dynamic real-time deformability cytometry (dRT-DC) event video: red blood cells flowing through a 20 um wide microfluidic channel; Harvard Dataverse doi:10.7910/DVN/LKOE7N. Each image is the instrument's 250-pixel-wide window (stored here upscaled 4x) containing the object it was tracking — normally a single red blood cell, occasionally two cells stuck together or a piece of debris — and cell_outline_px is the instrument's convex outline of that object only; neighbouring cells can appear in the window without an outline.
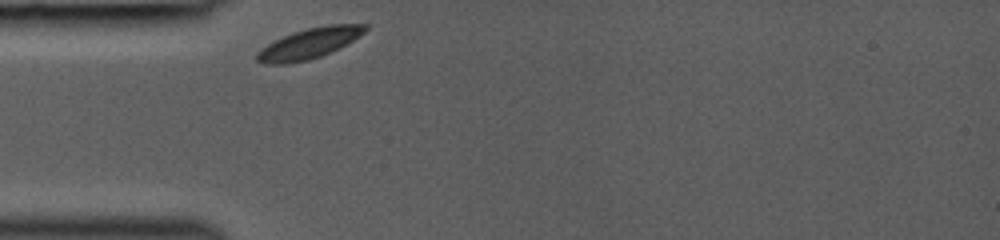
{"species": "common noctule bat (a hibernating species)", "species_latin": "Nyctalus noctula", "temperature_condition": "room temperature", "stored_images_in_passage": 27, "camera_frame_rate_fps": 3000, "um_per_image_px": 0.085, "animal": {"sex": "female", "body_mass_g": 19.0, "forearm_length_mm": 53.3}, "frame": {"image": 1, "passage_image": 1, "time_ms": 0.0, "image_size_px": [1000, 240], "cell_outline_px": [[368, 28], [364, 32], [352, 40], [320, 56], [308, 60], [288, 64], [268, 64], [256, 60], [256, 52], [260, 48], [284, 36], [308, 28], [328, 24], [368, 24]], "centroid_in_image_um": [26.25, 3.69], "position_along_channel_um": 58.8, "area_um2": 18.73}}
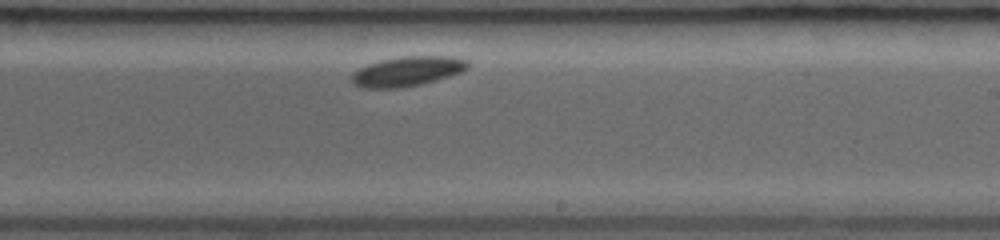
{"frame": {"image": 2, "passage_image": 16, "time_ms": 5.0, "image_size_px": [1000, 240], "cell_outline_px": [[468, 68], [460, 72], [436, 80], [420, 84], [400, 88], [364, 88], [356, 84], [352, 80], [352, 72], [368, 64], [380, 60], [404, 56], [452, 56], [468, 60]], "centroid_in_image_um": [34.63, 6.05], "position_along_channel_um": 254.4, "area_um2": 19.94}}
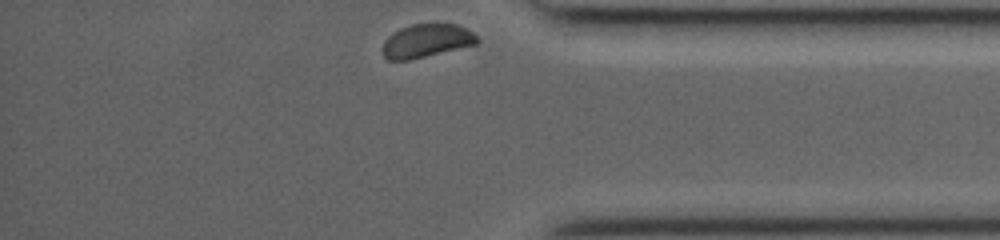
{"frame": {"image": 3, "passage_image": 27, "time_ms": 8.667, "image_size_px": [1000, 240], "cell_outline_px": [[480, 40], [476, 44], [408, 60], [388, 60], [384, 56], [384, 40], [392, 32], [400, 28], [412, 24], [456, 24], [472, 32]], "centroid_in_image_um": [36.23, 3.46], "position_along_channel_um": 399.0, "area_um2": 18.09}}